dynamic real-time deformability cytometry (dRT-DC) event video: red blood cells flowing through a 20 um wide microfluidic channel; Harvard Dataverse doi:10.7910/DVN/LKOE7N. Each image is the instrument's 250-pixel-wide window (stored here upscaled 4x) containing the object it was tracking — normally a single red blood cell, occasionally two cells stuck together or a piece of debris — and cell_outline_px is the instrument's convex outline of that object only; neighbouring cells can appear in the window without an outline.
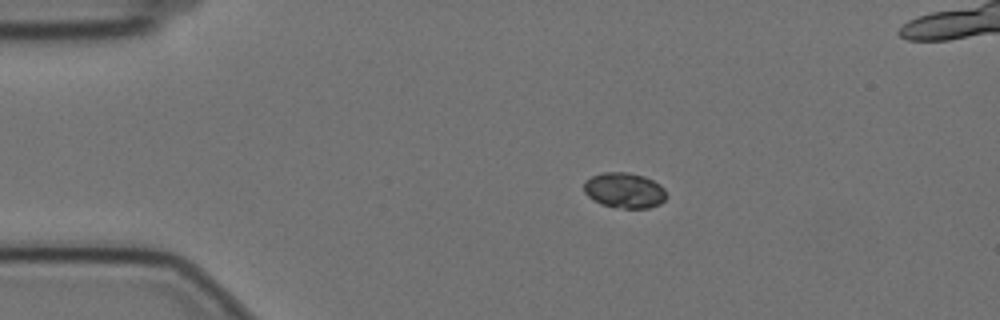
{"species": "Egyptian fruit bat (a non-hibernating species)", "species_latin": "Rousettus aegyptiacus", "temperature_condition": "cold", "stored_images_in_passage": 18, "camera_frame_rate_fps": 3000, "um_per_image_px": 0.085, "animal": {"sex": "female"}, "frame": {"image": 1, "passage_image": 11, "time_ms": 3.333, "image_size_px": [1000, 320], "cell_outline_px": [[668, 196], [660, 204], [648, 208], [624, 208], [600, 204], [592, 200], [584, 192], [584, 180], [592, 176], [604, 172], [628, 172], [644, 176], [660, 184], [664, 188]], "centroid_in_image_um": [53.08, 16.18], "position_along_channel_um": 31.9, "area_um2": 17.17}}